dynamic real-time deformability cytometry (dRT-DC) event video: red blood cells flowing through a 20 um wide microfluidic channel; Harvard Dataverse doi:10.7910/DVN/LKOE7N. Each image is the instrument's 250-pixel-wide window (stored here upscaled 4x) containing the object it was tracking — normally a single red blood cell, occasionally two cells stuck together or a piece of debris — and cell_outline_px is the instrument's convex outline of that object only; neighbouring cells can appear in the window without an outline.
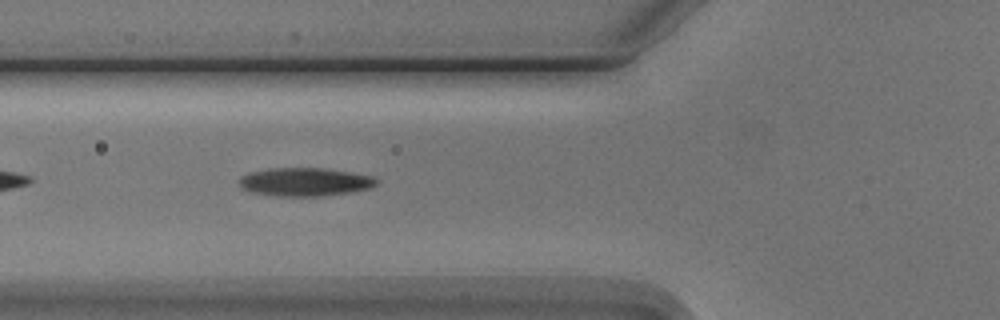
{"species": "Egyptian fruit bat (a non-hibernating species)", "species_latin": "Rousettus aegyptiacus", "temperature_condition": "cold", "stored_images_in_passage": 6, "camera_frame_rate_fps": 3000, "um_per_image_px": 0.085, "animal": {"sex": "male"}, "frame": {"image": 1, "passage_image": 6, "time_ms": 6.0, "image_size_px": [1000, 320], "cell_outline_px": [[380, 180], [372, 188], [352, 192], [320, 196], [280, 196], [252, 192], [240, 188], [240, 176], [248, 172], [268, 168], [324, 168], [372, 176]], "centroid_in_image_um": [25.92, 15.46], "position_along_channel_um": 99.9, "area_um2": 22.77}}